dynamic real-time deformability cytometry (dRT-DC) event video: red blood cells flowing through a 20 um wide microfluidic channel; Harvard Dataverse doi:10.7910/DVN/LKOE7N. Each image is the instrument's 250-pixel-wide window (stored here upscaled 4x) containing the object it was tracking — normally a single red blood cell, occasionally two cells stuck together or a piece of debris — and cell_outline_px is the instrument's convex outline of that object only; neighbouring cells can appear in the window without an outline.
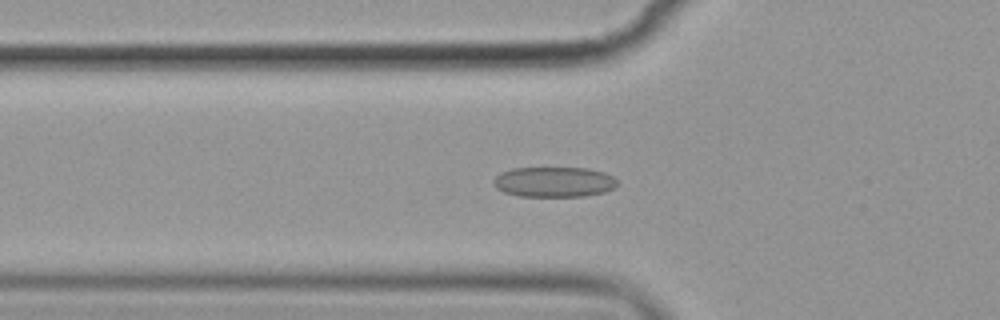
{"species": "common noctule bat (a hibernating species)", "species_latin": "Nyctalus noctula", "temperature_condition": "cold", "stored_images_in_passage": 49, "camera_frame_rate_fps": 3000, "um_per_image_px": 0.085, "animal": {"sex": "female", "body_mass_g": 19.9}, "frame": {"image": 1, "passage_image": 19, "time_ms": 6.0, "image_size_px": [1000, 320], "cell_outline_px": [[616, 188], [604, 192], [584, 196], [520, 196], [504, 192], [496, 188], [492, 180], [500, 172], [512, 168], [588, 168], [604, 172], [612, 176], [616, 180]], "centroid_in_image_um": [47.08, 15.46], "position_along_channel_um": 78.7, "area_um2": 21.85}}
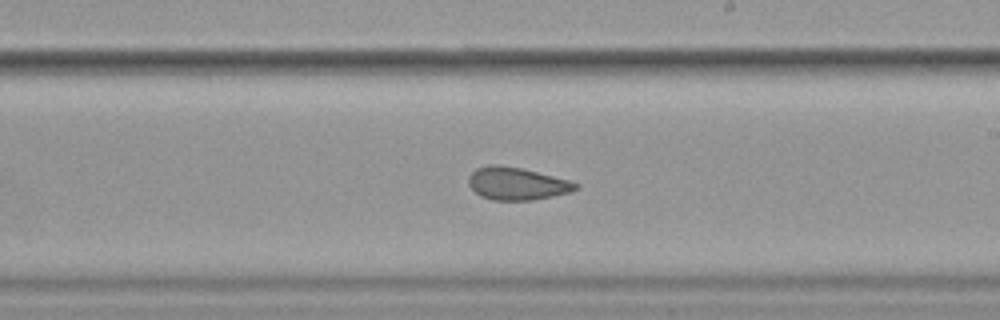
{"frame": {"image": 2, "passage_image": 33, "time_ms": 10.667, "image_size_px": [1000, 320], "cell_outline_px": [[580, 188], [572, 192], [532, 200], [492, 200], [480, 196], [468, 184], [468, 176], [476, 168], [492, 164], [496, 164], [520, 168], [568, 180], [580, 184]], "centroid_in_image_um": [43.93, 15.61], "position_along_channel_um": 245.1, "area_um2": 20.29}}
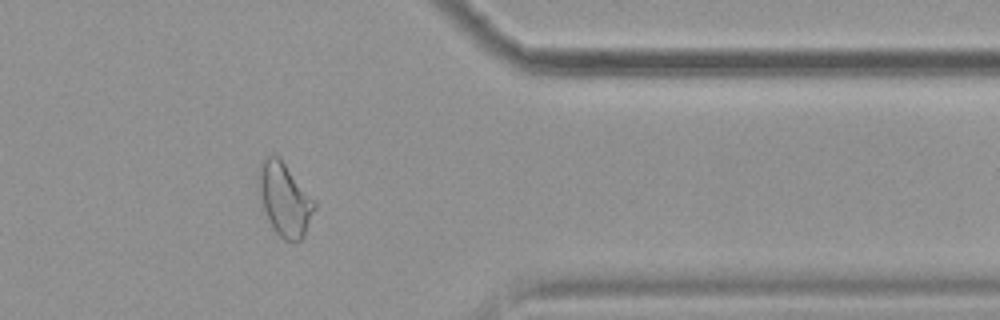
{"frame": {"image": 3, "passage_image": 46, "time_ms": 15.0, "image_size_px": [1000, 320], "cell_outline_px": [[316, 208], [304, 236], [300, 240], [284, 240], [272, 228], [268, 220], [256, 184], [256, 172], [260, 160], [268, 152], [280, 156], [316, 204]], "centroid_in_image_um": [24.13, 16.86], "position_along_channel_um": 387.3, "area_um2": 24.16}, "authors_computed_cell_mechanics": {"area_um2": 21.8484, "velocity_mm_per_s": 3.5573, "shape_relaxation_time_tau1_ms": 10.1117, "shape_relaxation_time_tau2_ms": 1.7842, "deformation_change_tau1": 0.1804, "deformation_change_tau2": 0.0888}}